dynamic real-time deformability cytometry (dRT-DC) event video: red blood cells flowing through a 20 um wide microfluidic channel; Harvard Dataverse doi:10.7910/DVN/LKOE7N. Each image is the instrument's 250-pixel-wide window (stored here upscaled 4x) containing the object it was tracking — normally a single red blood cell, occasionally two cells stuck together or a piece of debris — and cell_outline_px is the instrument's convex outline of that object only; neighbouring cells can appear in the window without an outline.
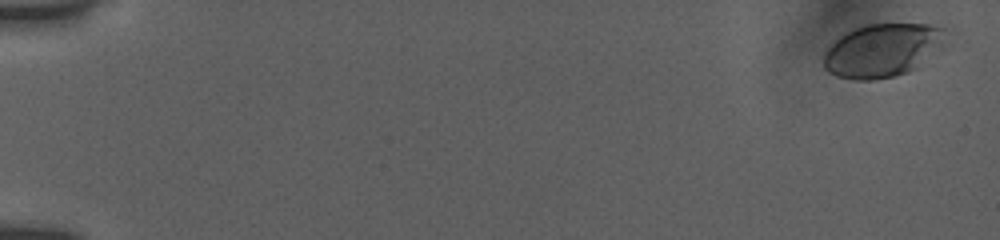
{"species": "human", "species_latin": "Homo sapiens", "temperature_condition": "room temperature", "stored_images_in_passage": 20, "camera_frame_rate_fps": 3000, "um_per_image_px": 0.085, "donor": {"sex": "female"}, "frame": {"image": 1, "passage_image": 1, "time_ms": 0.0, "image_size_px": [1000, 240], "cell_outline_px": [[944, 44], [916, 68], [892, 76], [872, 80], [852, 80], [836, 76], [828, 72], [824, 68], [824, 52], [840, 36], [864, 24], [928, 24], [944, 28]], "centroid_in_image_um": [74.97, 4.28], "position_along_channel_um": 10.0, "area_um2": 37.57}}
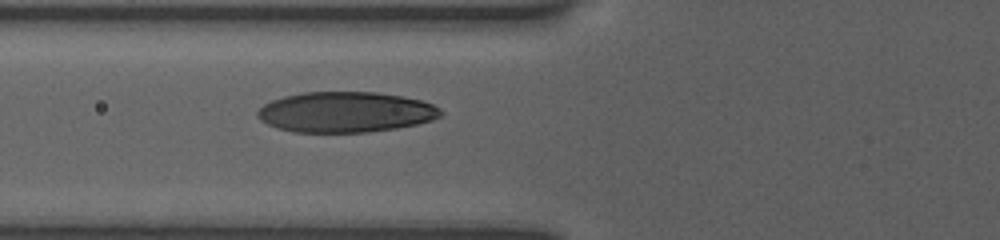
{"frame": {"image": 2, "passage_image": 16, "time_ms": 7.0, "image_size_px": [1000, 240], "cell_outline_px": [[444, 112], [440, 116], [432, 120], [416, 124], [396, 128], [368, 132], [292, 132], [276, 128], [260, 120], [256, 116], [256, 112], [264, 104], [272, 100], [284, 96], [304, 92], [376, 92], [404, 96], [420, 100], [432, 104], [440, 108]], "centroid_in_image_um": [29.36, 9.52], "position_along_channel_um": 96.4, "area_um2": 43.41}}
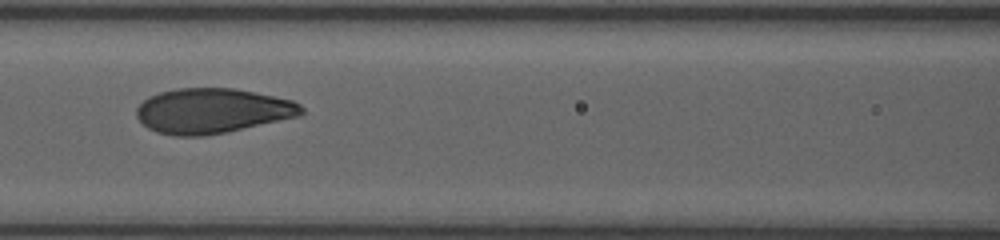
{"frame": {"image": 3, "passage_image": 19, "time_ms": 8.333, "image_size_px": [1000, 240], "cell_outline_px": [[304, 112], [300, 116], [224, 132], [204, 136], [172, 136], [156, 132], [148, 128], [136, 116], [136, 108], [148, 96], [160, 92], [176, 88], [236, 88], [292, 100], [300, 104], [304, 108]], "centroid_in_image_um": [18.03, 9.41], "position_along_channel_um": 148.6, "area_um2": 43.23}}